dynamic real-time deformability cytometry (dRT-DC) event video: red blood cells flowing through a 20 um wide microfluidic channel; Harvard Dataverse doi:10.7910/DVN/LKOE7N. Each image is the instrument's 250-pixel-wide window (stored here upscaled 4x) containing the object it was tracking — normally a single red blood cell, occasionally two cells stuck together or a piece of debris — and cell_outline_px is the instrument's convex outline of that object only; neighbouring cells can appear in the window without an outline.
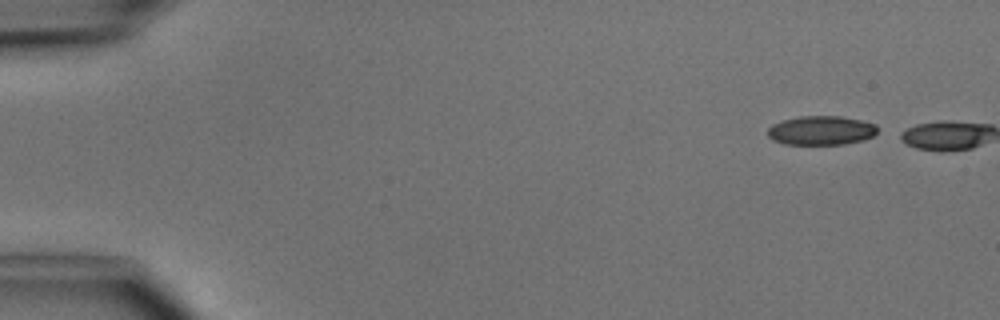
{"species": "common noctule bat (a hibernating species)", "species_latin": "Nyctalus noctula", "temperature_condition": "cold", "stored_images_in_passage": 2, "camera_frame_rate_fps": 3000, "um_per_image_px": 0.085, "animal": {"sex": "male", "body_mass_g": 15.6}, "frame": {"image": 1, "passage_image": 1, "time_ms": 0.0, "image_size_px": [1000, 320], "cell_outline_px": [[876, 132], [872, 136], [864, 140], [844, 144], [784, 144], [772, 140], [768, 136], [768, 128], [772, 124], [784, 120], [800, 116], [840, 116], [860, 120], [876, 124]], "centroid_in_image_um": [69.78, 11.09], "position_along_channel_um": 15.2, "area_um2": 18.55}}